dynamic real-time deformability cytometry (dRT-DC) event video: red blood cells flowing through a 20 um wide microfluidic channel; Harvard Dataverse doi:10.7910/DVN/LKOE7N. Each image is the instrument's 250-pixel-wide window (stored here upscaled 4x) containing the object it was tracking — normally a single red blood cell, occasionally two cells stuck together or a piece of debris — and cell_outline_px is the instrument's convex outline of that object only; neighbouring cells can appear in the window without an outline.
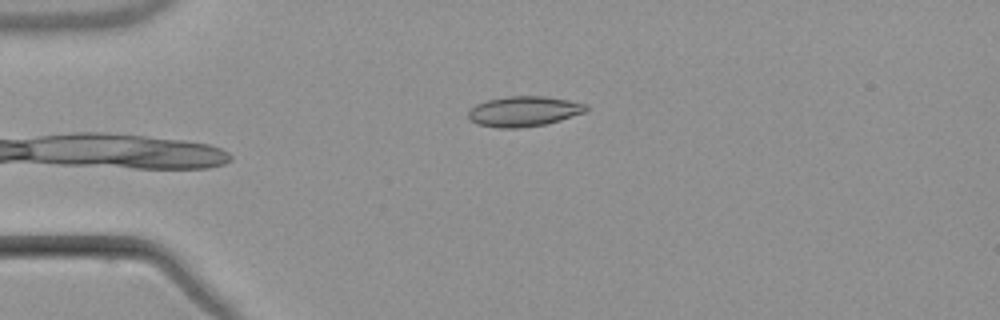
{"species": "common noctule bat (a hibernating species)", "species_latin": "Nyctalus noctula", "temperature_condition": "warm", "stored_images_in_passage": 3, "camera_frame_rate_fps": 3000, "um_per_image_px": 0.085, "animal": {"sex": "male", "body_mass_g": 21.5, "forearm_length_mm": 52.0}, "frame": {"image": 1, "passage_image": 3, "time_ms": 2.333, "image_size_px": [1000, 320], "cell_outline_px": [[588, 112], [560, 120], [544, 124], [520, 128], [496, 128], [476, 124], [468, 120], [468, 108], [476, 104], [488, 100], [508, 96], [544, 96], [568, 100], [588, 104]], "centroid_in_image_um": [44.51, 9.47], "position_along_channel_um": 40.5, "area_um2": 21.04}}